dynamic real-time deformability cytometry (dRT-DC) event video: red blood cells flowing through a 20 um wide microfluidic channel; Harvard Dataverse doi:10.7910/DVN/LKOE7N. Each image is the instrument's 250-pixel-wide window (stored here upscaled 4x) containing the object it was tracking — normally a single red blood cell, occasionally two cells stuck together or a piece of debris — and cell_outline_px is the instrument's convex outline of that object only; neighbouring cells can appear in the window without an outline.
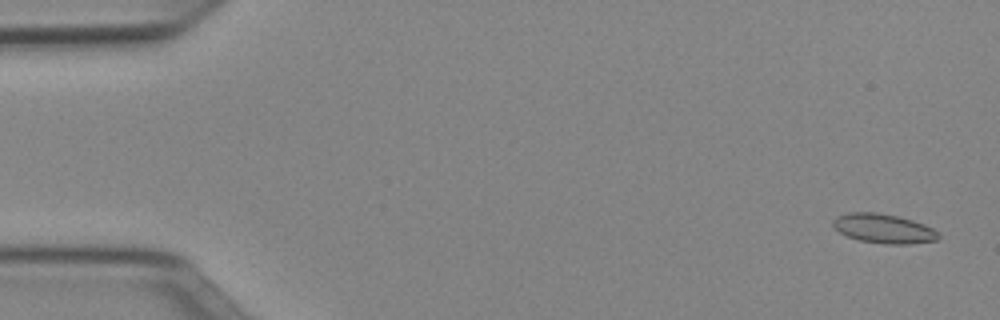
{"species": "Egyptian fruit bat (a non-hibernating species)", "species_latin": "Rousettus aegyptiacus", "temperature_condition": "cold", "stored_images_in_passage": 50, "camera_frame_rate_fps": 3000, "um_per_image_px": 0.085, "animal": {"sex": "female"}, "frame": {"image": 1, "passage_image": 1, "time_ms": 0.0, "image_size_px": [1000, 320], "cell_outline_px": [[940, 236], [936, 240], [908, 244], [884, 244], [860, 240], [848, 236], [840, 232], [832, 224], [832, 220], [836, 216], [848, 212], [876, 212], [896, 216], [912, 220], [924, 224], [932, 228]], "centroid_in_image_um": [75.08, 19.42], "position_along_channel_um": 9.9, "area_um2": 17.86}}
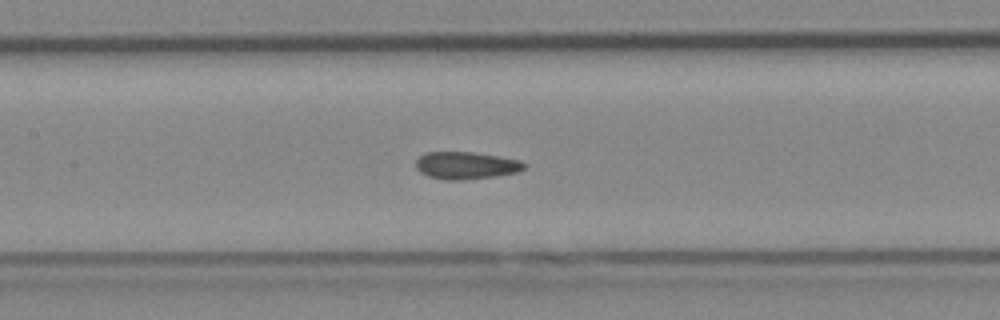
{"frame": {"image": 2, "passage_image": 23, "time_ms": 7.333, "image_size_px": [1000, 320], "cell_outline_px": [[528, 164], [524, 168], [516, 172], [496, 176], [464, 180], [444, 180], [428, 176], [420, 172], [416, 168], [416, 160], [424, 152], [472, 152], [500, 156], [520, 160]], "centroid_in_image_um": [39.61, 14.06], "position_along_channel_um": 167.8, "area_um2": 17.4}}
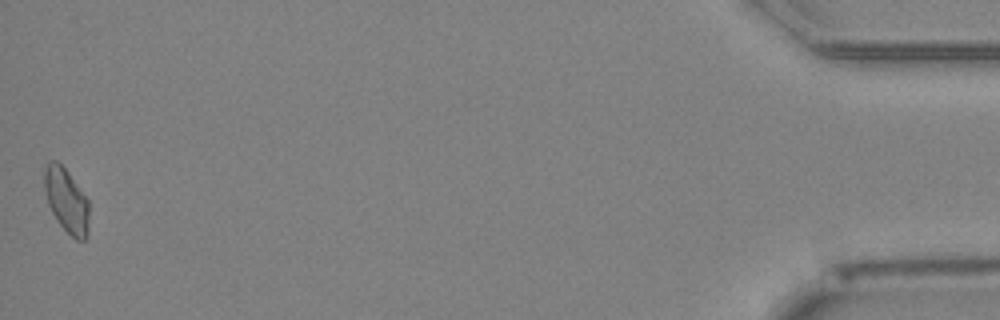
{"frame": {"image": 3, "passage_image": 50, "time_ms": 16.333, "image_size_px": [1000, 320], "cell_outline_px": [[88, 236], [84, 240], [76, 240], [56, 220], [48, 204], [44, 188], [44, 168], [52, 160], [56, 160], [68, 172], [88, 200]], "centroid_in_image_um": [5.64, 17.05], "position_along_channel_um": 429.6, "area_um2": 16.53}, "authors_computed_cell_mechanics": {"area_um2": 17.2244, "velocity_mm_per_s": 3.9621, "shape_relaxation_time_tau1_ms": null, "shape_relaxation_time_tau2_ms": 1.5668, "deformation_change_tau1": null, "deformation_change_tau2": 0.0749}}